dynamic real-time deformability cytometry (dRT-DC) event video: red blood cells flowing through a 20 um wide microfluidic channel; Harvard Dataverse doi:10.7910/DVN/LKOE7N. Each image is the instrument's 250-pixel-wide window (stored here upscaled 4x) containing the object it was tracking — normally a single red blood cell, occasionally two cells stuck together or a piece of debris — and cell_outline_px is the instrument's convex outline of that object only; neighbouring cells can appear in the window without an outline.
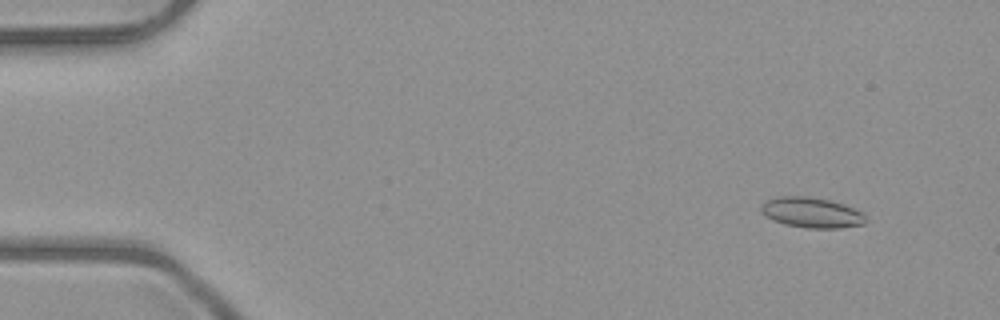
{"species": "common noctule bat (a hibernating species)", "species_latin": "Nyctalus noctula", "temperature_condition": "room temperature", "stored_images_in_passage": 52, "camera_frame_rate_fps": 3000, "um_per_image_px": 0.085, "animal": {"sex": "male", "body_mass_g": 23.1, "forearm_length_mm": 52.7}, "frame": {"image": 1, "passage_image": 5, "time_ms": 1.333, "image_size_px": [1000, 320], "cell_outline_px": [[864, 224], [836, 228], [808, 228], [784, 224], [772, 220], [764, 216], [760, 212], [760, 204], [776, 196], [808, 196], [828, 200], [844, 204], [864, 212]], "centroid_in_image_um": [68.93, 18.06], "position_along_channel_um": 16.1, "area_um2": 18.61}}
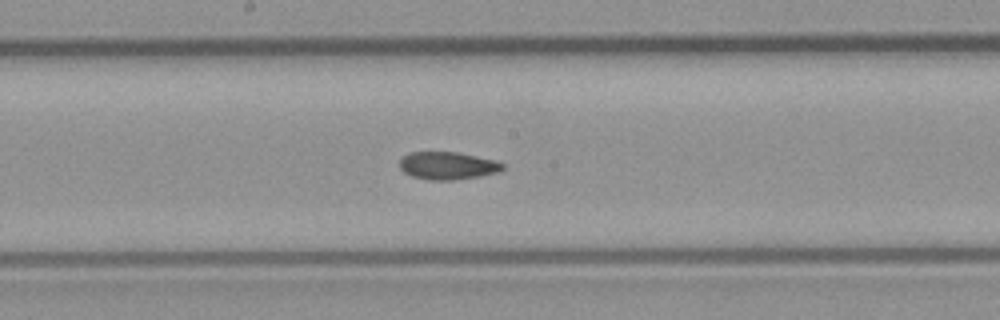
{"frame": {"image": 2, "passage_image": 28, "time_ms": 9.0, "image_size_px": [1000, 320], "cell_outline_px": [[504, 168], [500, 172], [480, 176], [452, 180], [428, 180], [412, 176], [404, 172], [400, 168], [400, 160], [408, 152], [456, 152], [496, 160], [504, 164]], "centroid_in_image_um": [38.06, 14.08], "position_along_channel_um": 210.1, "area_um2": 16.65}}
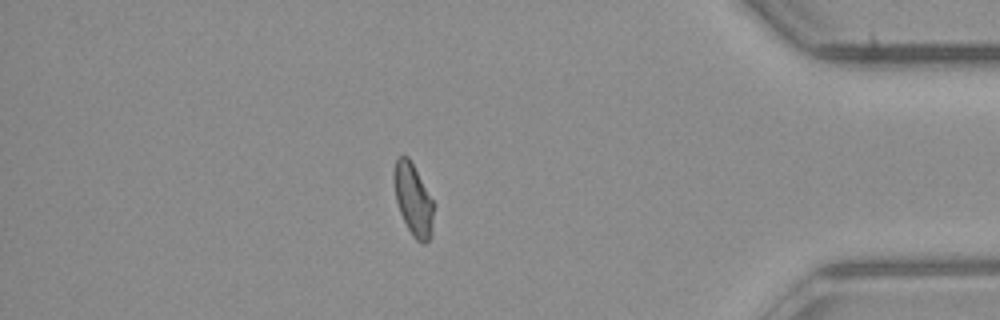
{"frame": {"image": 3, "passage_image": 45, "time_ms": 14.667, "image_size_px": [1000, 320], "cell_outline_px": [[432, 236], [424, 244], [416, 240], [412, 236], [400, 212], [396, 200], [392, 176], [392, 172], [396, 156], [408, 156], [432, 200]], "centroid_in_image_um": [35.08, 16.95], "position_along_channel_um": 400.1, "area_um2": 16.42}, "authors_computed_cell_mechanics": {"area_um2": 17.2244, "velocity_mm_per_s": 4.0268, "shape_relaxation_time_tau1_ms": null, "shape_relaxation_time_tau2_ms": 2.9701, "deformation_change_tau1": null, "deformation_change_tau2": 0.0826}}